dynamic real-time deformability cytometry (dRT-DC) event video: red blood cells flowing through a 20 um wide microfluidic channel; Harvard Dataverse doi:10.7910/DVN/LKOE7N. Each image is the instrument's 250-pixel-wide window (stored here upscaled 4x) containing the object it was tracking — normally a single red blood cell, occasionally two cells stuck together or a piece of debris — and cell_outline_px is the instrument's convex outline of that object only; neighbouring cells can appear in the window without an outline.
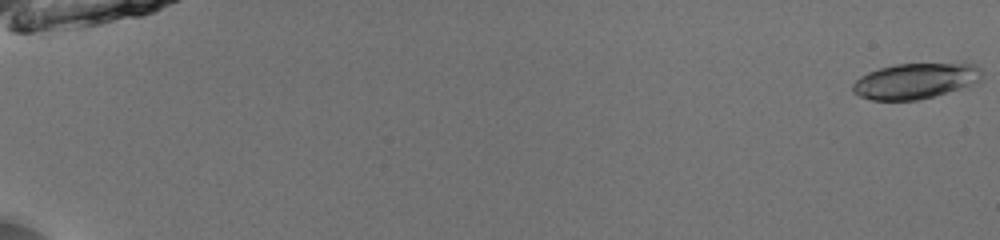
{"species": "common noctule bat (a hibernating species)", "species_latin": "Nyctalus noctula", "temperature_condition": "room temperature", "stored_images_in_passage": 53, "camera_frame_rate_fps": 3000, "um_per_image_px": 0.085, "animal": {"sex": "male", "body_mass_g": 13.0, "forearm_length_mm": 53.1}, "frame": {"image": 1, "passage_image": 1, "time_ms": 0.0, "image_size_px": [1000, 240], "cell_outline_px": [[984, 76], [976, 84], [968, 88], [916, 100], [872, 100], [860, 96], [852, 92], [852, 84], [860, 76], [868, 72], [880, 68], [896, 64], [976, 64], [980, 68]], "centroid_in_image_um": [77.85, 6.89], "position_along_channel_um": 7.1, "area_um2": 27.05}}
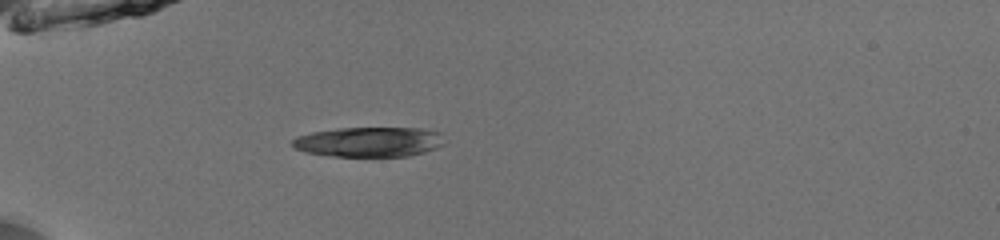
{"frame": {"image": 2, "passage_image": 18, "time_ms": 5.667, "image_size_px": [1000, 240], "cell_outline_px": [[444, 144], [436, 148], [424, 152], [408, 156], [332, 156], [304, 152], [296, 148], [292, 144], [292, 140], [296, 136], [312, 132], [336, 128], [420, 128], [440, 132]], "centroid_in_image_um": [31.36, 12.06], "position_along_channel_um": 53.6, "area_um2": 26.47}}